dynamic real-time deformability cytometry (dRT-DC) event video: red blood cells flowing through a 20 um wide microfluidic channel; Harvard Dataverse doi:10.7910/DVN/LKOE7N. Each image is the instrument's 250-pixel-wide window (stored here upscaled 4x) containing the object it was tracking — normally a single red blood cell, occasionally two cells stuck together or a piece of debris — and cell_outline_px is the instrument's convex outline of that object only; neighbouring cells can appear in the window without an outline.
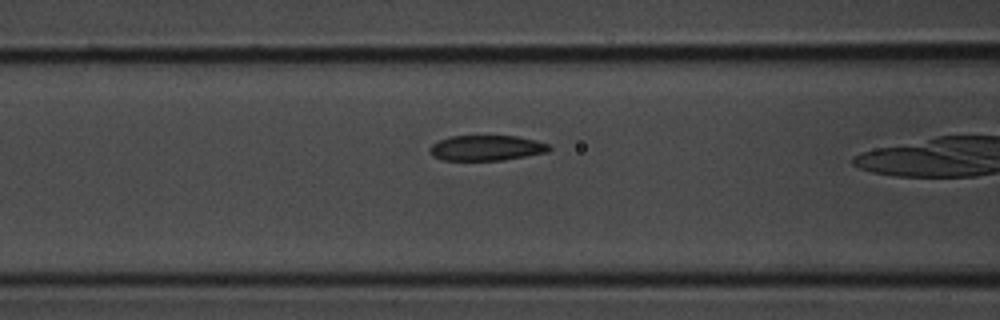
{"species": "common noctule bat (a hibernating species)", "species_latin": "Nyctalus noctula", "temperature_condition": "room temperature", "stored_images_in_passage": 11, "camera_frame_rate_fps": 3000, "um_per_image_px": 0.085, "animal": {"sex": "male", "body_mass_g": 20.1, "forearm_length_mm": 53.5}, "frame": {"image": 1, "passage_image": 10, "time_ms": 3.0, "image_size_px": [1000, 320], "cell_outline_px": [[552, 148], [548, 152], [504, 160], [444, 160], [432, 156], [428, 152], [428, 148], [432, 144], [448, 136], [516, 136], [536, 140], [548, 144]], "centroid_in_image_um": [41.33, 12.57], "position_along_channel_um": 125.3, "area_um2": 17.74}}